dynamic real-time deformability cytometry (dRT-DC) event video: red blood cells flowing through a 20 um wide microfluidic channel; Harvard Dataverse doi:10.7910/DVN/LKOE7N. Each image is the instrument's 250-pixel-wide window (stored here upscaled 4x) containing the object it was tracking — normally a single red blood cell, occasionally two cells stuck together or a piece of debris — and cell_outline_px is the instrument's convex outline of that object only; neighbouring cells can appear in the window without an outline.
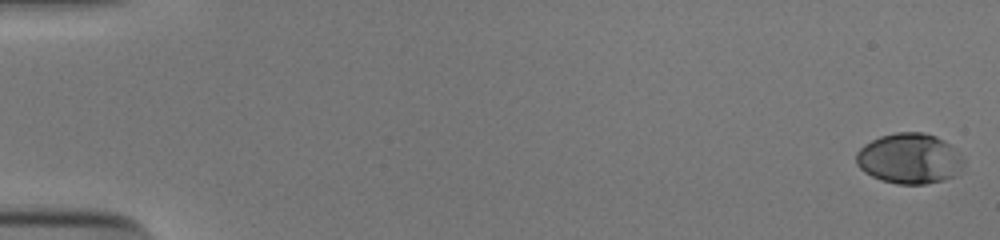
{"species": "human", "species_latin": "Homo sapiens", "temperature_condition": "cold", "stored_images_in_passage": 54, "camera_frame_rate_fps": 3000, "um_per_image_px": 0.085, "donor": {"sex": "male"}, "frame": {"image": 1, "passage_image": 1, "time_ms": 0.0, "image_size_px": [1000, 240], "cell_outline_px": [[964, 164], [956, 176], [944, 180], [924, 184], [896, 184], [880, 180], [864, 172], [856, 164], [856, 152], [864, 144], [880, 136], [896, 132], [924, 132], [936, 136], [952, 144], [964, 160]], "centroid_in_image_um": [77.31, 13.48], "position_along_channel_um": 7.7, "area_um2": 31.96}}
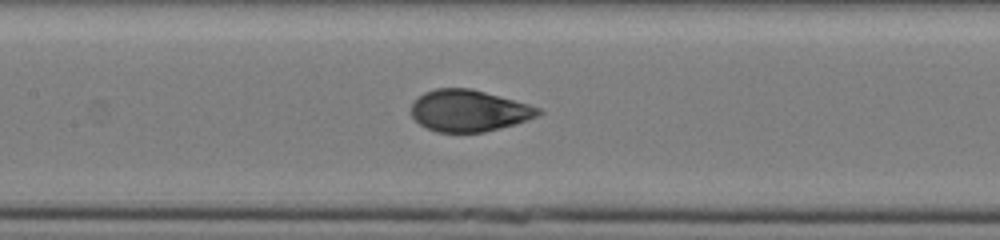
{"frame": {"image": 2, "passage_image": 27, "time_ms": 8.667, "image_size_px": [1000, 240], "cell_outline_px": [[544, 112], [528, 120], [516, 124], [484, 132], [436, 132], [420, 124], [412, 116], [412, 104], [424, 92], [436, 88], [472, 88], [528, 104], [540, 108]], "centroid_in_image_um": [39.87, 9.41], "position_along_channel_um": 167.5, "area_um2": 30.69}}
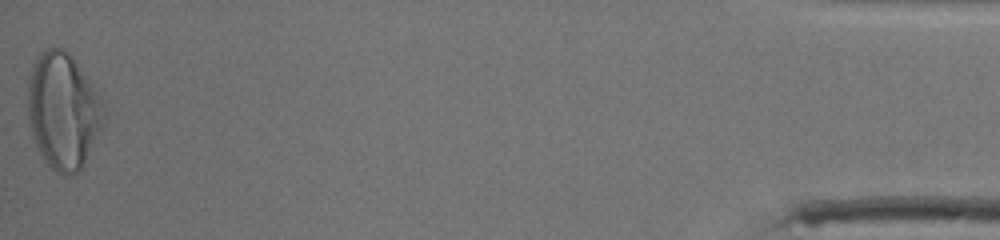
{"frame": {"image": 3, "passage_image": 54, "time_ms": 17.667, "image_size_px": [1000, 240], "cell_outline_px": [[104, 120], [84, 164], [76, 172], [68, 176], [64, 176], [56, 172], [44, 160], [36, 144], [32, 132], [28, 116], [28, 80], [32, 64], [40, 52], [48, 48], [60, 48], [72, 56], [76, 60], [100, 96], [104, 104]], "centroid_in_image_um": [5.36, 9.4], "position_along_channel_um": 429.8, "area_um2": 51.1}, "authors_computed_cell_mechanics": {"area_um2": 31.5877, "velocity_mm_per_s": 3.8925, "shape_relaxation_time_tau1_ms": 5.5615, "shape_relaxation_time_tau2_ms": null, "deformation_change_tau1": 0.2207, "deformation_change_tau2": null}}